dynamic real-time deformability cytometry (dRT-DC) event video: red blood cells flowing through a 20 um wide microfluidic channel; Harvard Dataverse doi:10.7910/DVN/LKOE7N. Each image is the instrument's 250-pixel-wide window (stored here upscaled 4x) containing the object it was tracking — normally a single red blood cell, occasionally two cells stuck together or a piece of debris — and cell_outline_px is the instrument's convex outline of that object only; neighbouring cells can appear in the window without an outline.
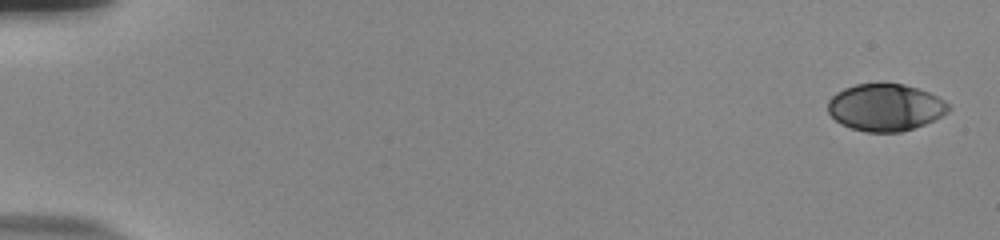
{"species": "human", "species_latin": "Homo sapiens", "temperature_condition": "room temperature", "stored_images_in_passage": 56, "camera_frame_rate_fps": 3000, "um_per_image_px": 0.085, "donor": {"sex": "male"}, "frame": {"image": 1, "passage_image": 1, "time_ms": 0.0, "image_size_px": [1000, 240], "cell_outline_px": [[952, 108], [948, 112], [924, 124], [900, 132], [864, 132], [840, 124], [828, 112], [828, 100], [836, 92], [844, 88], [856, 84], [880, 80], [884, 80], [904, 84], [928, 92], [944, 100]], "centroid_in_image_um": [75.22, 9.08], "position_along_channel_um": 9.8, "area_um2": 33.64}}
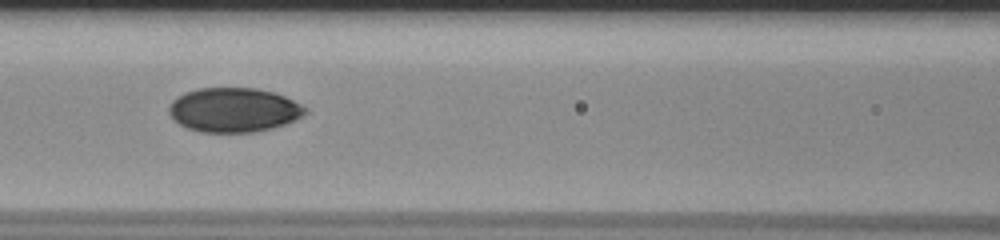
{"frame": {"image": 2, "passage_image": 26, "time_ms": 8.333, "image_size_px": [1000, 240], "cell_outline_px": [[308, 112], [304, 116], [296, 120], [272, 128], [252, 132], [200, 132], [188, 128], [172, 120], [168, 112], [168, 108], [172, 100], [184, 92], [196, 88], [256, 88], [272, 92], [284, 96], [308, 108]], "centroid_in_image_um": [19.86, 9.34], "position_along_channel_um": 146.7, "area_um2": 35.43}}
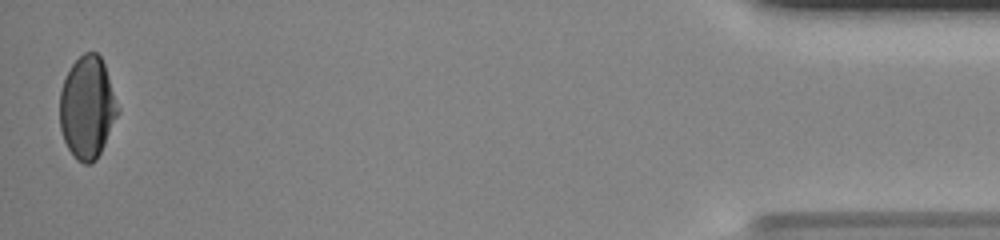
{"frame": {"image": 3, "passage_image": 55, "time_ms": 18.0, "image_size_px": [1000, 240], "cell_outline_px": [[120, 112], [96, 160], [92, 164], [84, 164], [76, 160], [68, 148], [64, 140], [60, 128], [60, 92], [64, 80], [72, 64], [84, 52], [96, 52], [100, 56], [104, 64], [120, 108]], "centroid_in_image_um": [7.43, 9.15], "position_along_channel_um": 427.8, "area_um2": 34.62}, "authors_computed_cell_mechanics": {"area_um2": 34.8534, "velocity_mm_per_s": 3.7305, "shape_relaxation_time_tau1_ms": 5.2768, "shape_relaxation_time_tau2_ms": 1.3455, "deformation_change_tau1": 0.1686, "deformation_change_tau2": 0.0328}}